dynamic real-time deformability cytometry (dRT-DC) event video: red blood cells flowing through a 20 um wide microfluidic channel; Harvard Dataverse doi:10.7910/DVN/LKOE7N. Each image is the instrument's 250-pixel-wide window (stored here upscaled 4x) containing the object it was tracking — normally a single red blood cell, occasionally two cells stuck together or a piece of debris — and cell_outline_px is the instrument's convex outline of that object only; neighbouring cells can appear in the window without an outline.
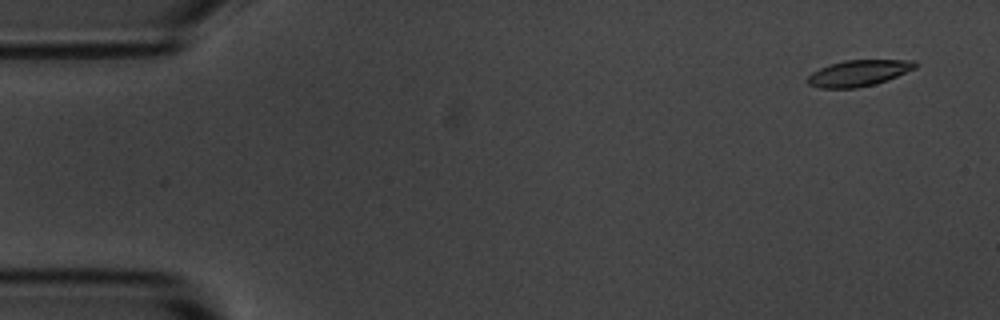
{"species": "common noctule bat (a hibernating species)", "species_latin": "Nyctalus noctula", "temperature_condition": "room temperature", "stored_images_in_passage": 5, "segment_of_instrument_passage": [2, 2], "camera_frame_rate_fps": 3000, "um_per_image_px": 0.085, "animal": {"sex": "male", "body_mass_g": 20.1, "forearm_length_mm": 53.5}, "frame": {"image": 1, "passage_image": 5, "time_ms": 5.667, "image_size_px": [1000, 320], "cell_outline_px": [[916, 68], [896, 76], [872, 84], [856, 88], [820, 88], [808, 84], [808, 76], [812, 72], [828, 64], [844, 60], [916, 60]], "centroid_in_image_um": [72.95, 6.2], "position_along_channel_um": 12.1, "area_um2": 16.18}}